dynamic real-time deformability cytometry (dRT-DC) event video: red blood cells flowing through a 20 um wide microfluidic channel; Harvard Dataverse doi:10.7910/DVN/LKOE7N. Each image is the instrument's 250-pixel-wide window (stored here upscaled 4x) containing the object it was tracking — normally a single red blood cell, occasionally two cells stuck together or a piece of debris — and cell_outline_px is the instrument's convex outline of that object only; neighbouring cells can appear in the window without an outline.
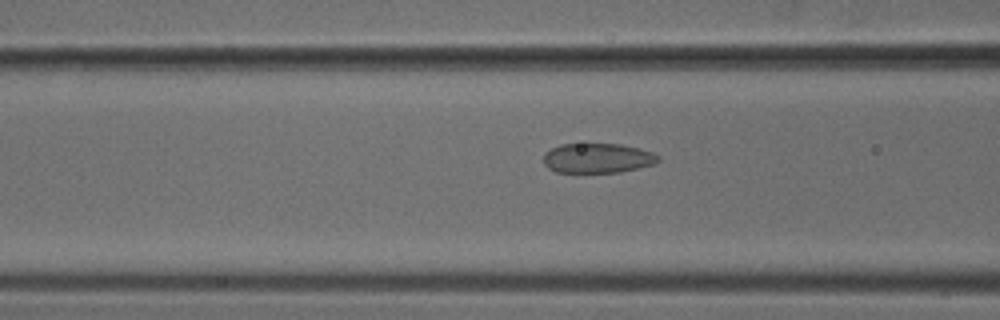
{"species": "common noctule bat (a hibernating species)", "species_latin": "Nyctalus noctula", "temperature_condition": "cold", "stored_images_in_passage": 36, "camera_frame_rate_fps": 3000, "um_per_image_px": 0.085, "animal": {"sex": "male", "body_mass_g": 18.8}, "frame": {"image": 1, "passage_image": 5, "time_ms": 1.333, "image_size_px": [1000, 320], "cell_outline_px": [[660, 160], [652, 164], [620, 172], [556, 172], [548, 168], [544, 164], [544, 152], [560, 144], [620, 144], [652, 152], [660, 156]], "centroid_in_image_um": [50.76, 13.44], "position_along_channel_um": 115.8, "area_um2": 19.71}}
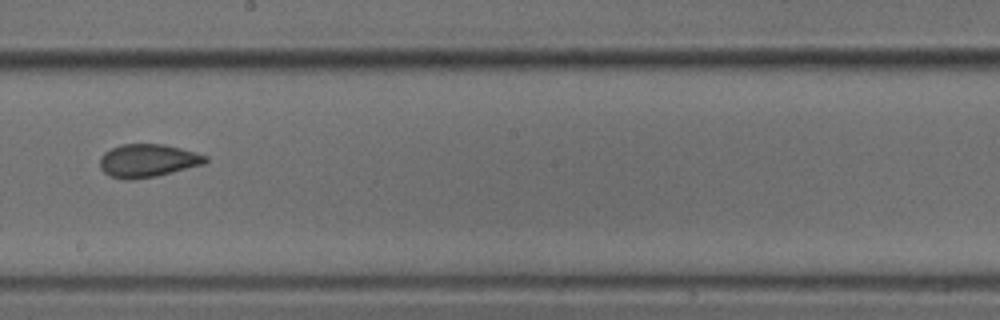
{"frame": {"image": 2, "passage_image": 14, "time_ms": 4.333, "image_size_px": [1000, 320], "cell_outline_px": [[208, 160], [204, 164], [156, 176], [132, 180], [124, 180], [112, 176], [104, 172], [100, 168], [100, 156], [104, 152], [120, 144], [164, 144], [196, 152], [208, 156]], "centroid_in_image_um": [12.55, 13.65], "position_along_channel_um": 235.6, "area_um2": 20.4}}
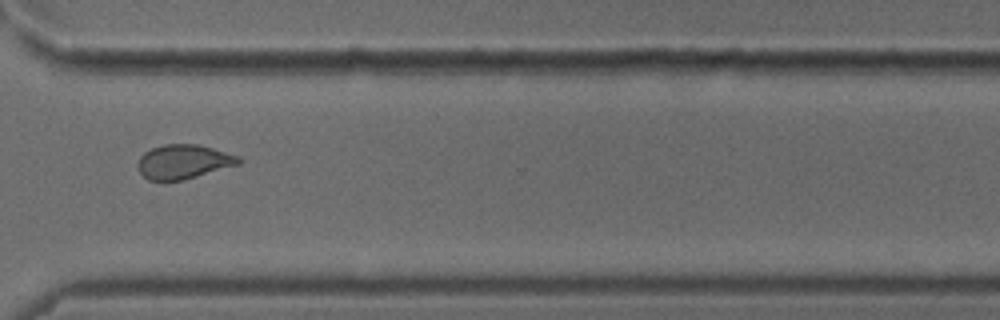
{"frame": {"image": 3, "passage_image": 23, "time_ms": 7.333, "image_size_px": [1000, 320], "cell_outline_px": [[240, 164], [184, 180], [148, 180], [140, 172], [136, 164], [140, 156], [144, 152], [152, 148], [164, 144], [196, 144], [212, 148], [240, 156]], "centroid_in_image_um": [15.58, 13.74], "position_along_channel_um": 355.0, "area_um2": 20.11}}